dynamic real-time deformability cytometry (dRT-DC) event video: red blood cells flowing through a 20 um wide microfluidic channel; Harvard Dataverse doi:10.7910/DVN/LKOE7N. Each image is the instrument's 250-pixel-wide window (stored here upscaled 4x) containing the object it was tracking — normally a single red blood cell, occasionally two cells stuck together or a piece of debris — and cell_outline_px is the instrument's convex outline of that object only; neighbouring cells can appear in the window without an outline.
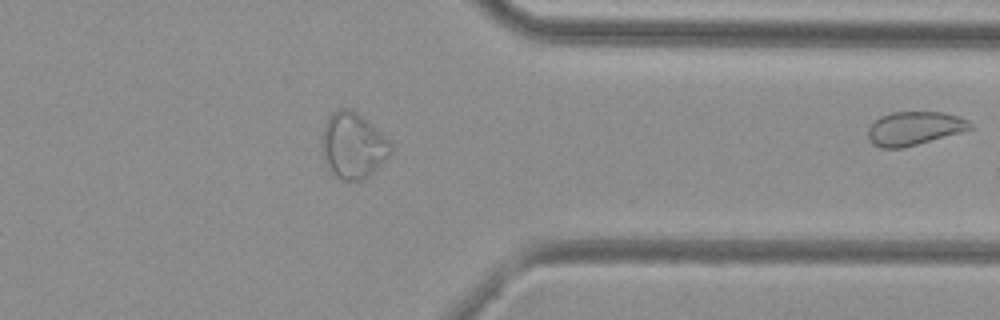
{"species": "common noctule bat (a hibernating species)", "species_latin": "Nyctalus noctula", "temperature_condition": "cold", "stored_images_in_passage": 42, "camera_frame_rate_fps": 3000, "um_per_image_px": 0.085, "animal": {"sex": "female", "body_mass_g": 29.2, "forearm_length_mm": 56.3}, "frame": {"image": 1, "passage_image": 42, "time_ms": 13.667, "image_size_px": [1000, 320], "cell_outline_px": [[972, 128], [960, 132], [916, 144], [900, 148], [880, 148], [872, 144], [868, 136], [868, 128], [880, 116], [892, 112], [944, 112], [960, 116], [968, 120], [972, 124]], "centroid_in_image_um": [77.71, 10.9], "position_along_channel_um": 333.7, "area_um2": 19.83}}